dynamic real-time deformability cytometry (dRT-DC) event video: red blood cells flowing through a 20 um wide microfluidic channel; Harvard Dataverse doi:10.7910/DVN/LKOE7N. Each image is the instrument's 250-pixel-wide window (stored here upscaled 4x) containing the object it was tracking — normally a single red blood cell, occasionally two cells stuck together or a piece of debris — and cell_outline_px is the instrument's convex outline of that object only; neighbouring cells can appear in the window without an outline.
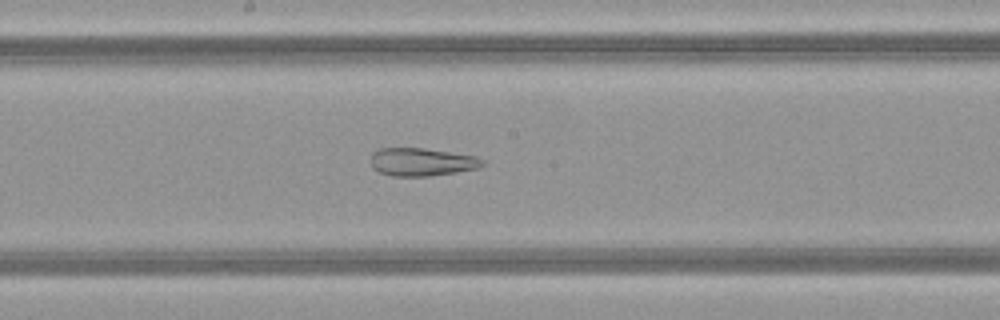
{"species": "common noctule bat (a hibernating species)", "species_latin": "Nyctalus noctula", "temperature_condition": "warm", "stored_images_in_passage": 50, "camera_frame_rate_fps": 3000, "um_per_image_px": 0.085, "animal": {"sex": "female", "body_mass_g": 21.9}, "frame": {"image": 1, "passage_image": 26, "time_ms": 8.333, "image_size_px": [1000, 320], "cell_outline_px": [[484, 164], [480, 168], [456, 172], [428, 176], [392, 176], [380, 172], [372, 168], [372, 152], [380, 148], [424, 148], [476, 156], [484, 160]], "centroid_in_image_um": [35.86, 13.76], "position_along_channel_um": 212.3, "area_um2": 18.21}}
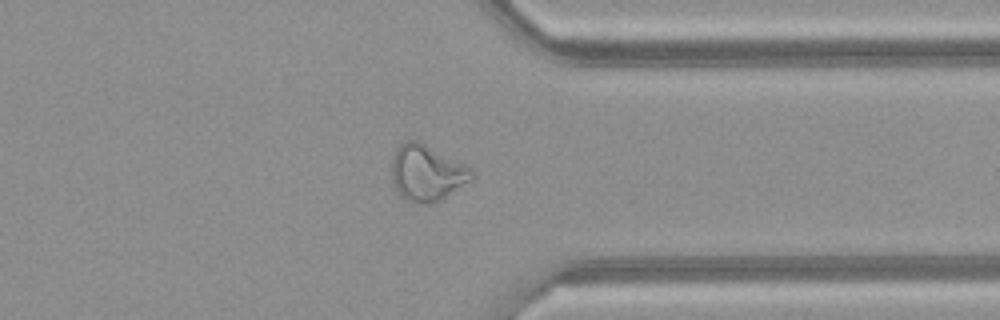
{"frame": {"image": 2, "passage_image": 38, "time_ms": 12.333, "image_size_px": [1000, 320], "cell_outline_px": [[476, 176], [472, 180], [440, 200], [428, 204], [420, 204], [404, 200], [400, 196], [392, 180], [392, 156], [396, 148], [404, 140], [416, 140], [472, 168], [476, 172]], "centroid_in_image_um": [36.28, 14.71], "position_along_channel_um": 375.1, "area_um2": 26.24}, "authors_computed_cell_mechanics": {"area_um2": 28.3798, "velocity_mm_per_s": 4.1618, "shape_relaxation_time_tau1_ms": null, "shape_relaxation_time_tau2_ms": 1.9583, "deformation_change_tau1": null, "deformation_change_tau2": 0.1203}}